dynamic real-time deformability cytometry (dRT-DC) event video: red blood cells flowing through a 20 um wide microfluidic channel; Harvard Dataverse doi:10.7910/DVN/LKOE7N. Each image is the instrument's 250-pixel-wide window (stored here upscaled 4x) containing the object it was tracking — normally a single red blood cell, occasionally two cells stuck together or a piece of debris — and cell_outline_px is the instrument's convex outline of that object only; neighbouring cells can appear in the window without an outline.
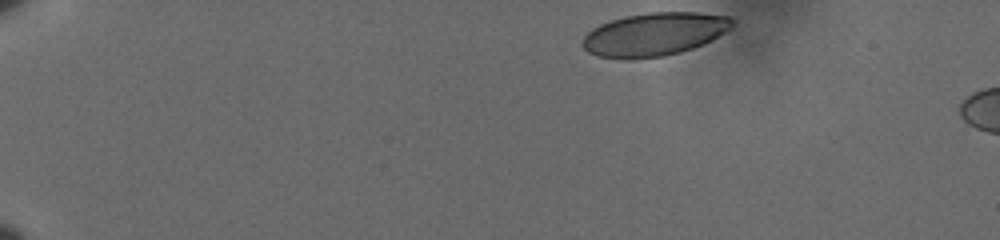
{"species": "human", "species_latin": "Homo sapiens", "temperature_condition": "cold", "stored_images_in_passage": 46, "camera_frame_rate_fps": 3000, "um_per_image_px": 0.085, "donor": {"sex": "male"}, "frame": {"image": 1, "passage_image": 1, "time_ms": 0.0, "image_size_px": [1000, 240], "cell_outline_px": [[732, 28], [712, 40], [704, 44], [680, 52], [664, 56], [628, 60], [620, 60], [596, 56], [588, 52], [580, 44], [584, 36], [592, 28], [600, 24], [624, 16], [648, 12], [700, 12], [728, 16], [732, 20]], "centroid_in_image_um": [55.58, 2.92], "position_along_channel_um": 29.4, "area_um2": 38.15}}
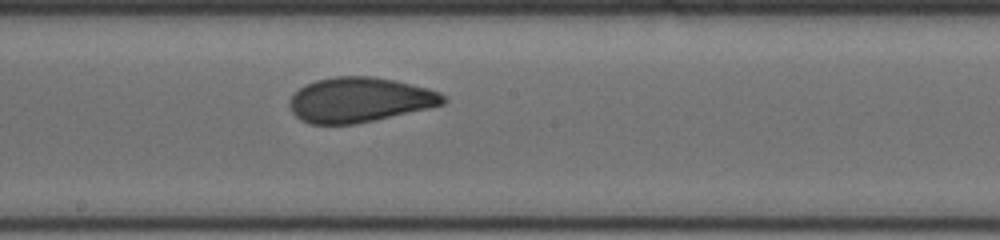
{"frame": {"image": 2, "passage_image": 26, "time_ms": 8.333, "image_size_px": [1000, 240], "cell_outline_px": [[448, 100], [444, 104], [428, 108], [372, 120], [352, 124], [312, 124], [300, 120], [292, 112], [288, 104], [292, 96], [304, 84], [316, 80], [336, 76], [372, 76], [396, 80], [428, 88], [440, 92]], "centroid_in_image_um": [30.56, 8.47], "position_along_channel_um": 217.6, "area_um2": 40.06}}
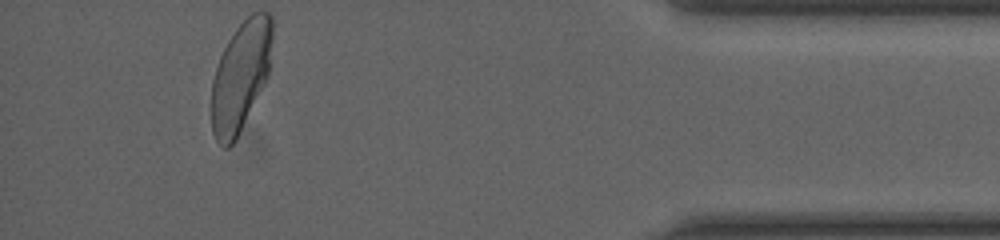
{"frame": {"image": 3, "passage_image": 46, "time_ms": 15.0, "image_size_px": [1000, 240], "cell_outline_px": [[272, 40], [268, 76], [236, 140], [228, 148], [224, 148], [216, 140], [212, 132], [212, 80], [220, 56], [228, 40], [236, 28], [252, 12], [268, 12], [272, 16]], "centroid_in_image_um": [20.45, 6.47], "position_along_channel_um": 414.7, "area_um2": 38.73}, "authors_computed_cell_mechanics": {"area_um2": 40.0554, "velocity_mm_per_s": 3.5956, "shape_relaxation_time_tau1_ms": 6.114, "shape_relaxation_time_tau2_ms": 0.8845, "deformation_change_tau1": 0.1647, "deformation_change_tau2": 0.0686}}